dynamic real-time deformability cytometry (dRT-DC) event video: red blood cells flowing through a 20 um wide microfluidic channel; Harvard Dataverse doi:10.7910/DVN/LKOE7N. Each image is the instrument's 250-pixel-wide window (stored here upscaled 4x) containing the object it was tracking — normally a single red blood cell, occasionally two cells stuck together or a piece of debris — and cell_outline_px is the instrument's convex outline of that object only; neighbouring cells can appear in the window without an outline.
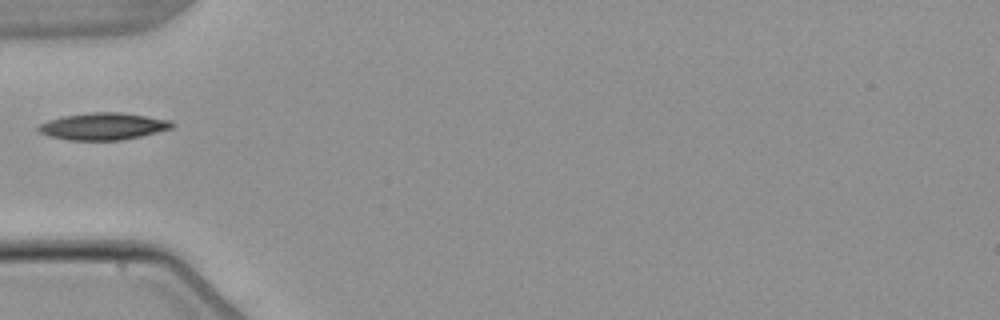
{"species": "common noctule bat (a hibernating species)", "species_latin": "Nyctalus noctula", "temperature_condition": "warm", "stored_images_in_passage": 1, "camera_frame_rate_fps": 3000, "um_per_image_px": 0.085, "animal": {"sex": "male", "body_mass_g": 21.5, "forearm_length_mm": 52.0}, "frame": {"image": 1, "passage_image": 1, "time_ms": 0.0, "image_size_px": [1000, 320], "cell_outline_px": [[176, 124], [172, 128], [140, 136], [120, 140], [68, 140], [48, 136], [36, 132], [36, 128], [40, 124], [48, 120], [64, 116], [92, 112], [120, 112], [172, 120]], "centroid_in_image_um": [8.75, 10.74], "position_along_channel_um": 76.3, "area_um2": 21.1}}